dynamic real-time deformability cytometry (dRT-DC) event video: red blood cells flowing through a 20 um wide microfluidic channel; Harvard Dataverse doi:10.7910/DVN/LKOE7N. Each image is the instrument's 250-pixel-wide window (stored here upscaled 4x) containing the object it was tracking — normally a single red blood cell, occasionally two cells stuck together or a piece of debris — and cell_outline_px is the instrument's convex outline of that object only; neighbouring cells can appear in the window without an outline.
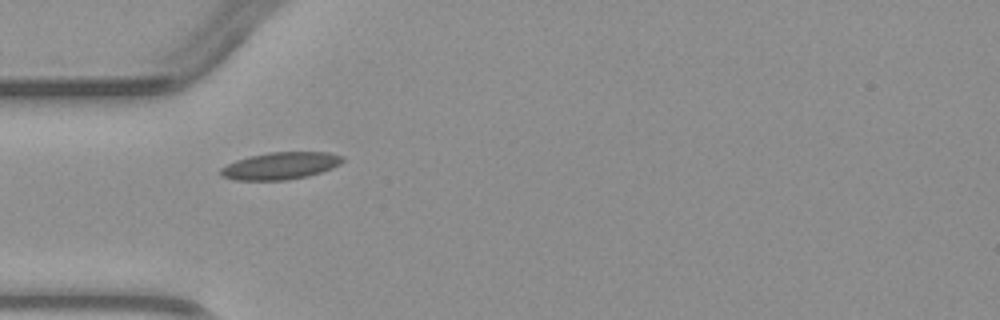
{"species": "common noctule bat (a hibernating species)", "species_latin": "Nyctalus noctula", "temperature_condition": "warm", "stored_images_in_passage": 3, "camera_frame_rate_fps": 3000, "um_per_image_px": 0.085, "animal": {"sex": "male", "body_mass_g": 23.1, "forearm_length_mm": 52.7}, "frame": {"image": 1, "passage_image": 1, "time_ms": 0.0, "image_size_px": [1000, 320], "cell_outline_px": [[344, 160], [340, 164], [332, 168], [308, 176], [284, 180], [236, 180], [220, 176], [220, 168], [236, 160], [248, 156], [268, 152], [328, 152], [344, 156]], "centroid_in_image_um": [23.83, 14.08], "position_along_channel_um": 61.2, "area_um2": 19.36}}
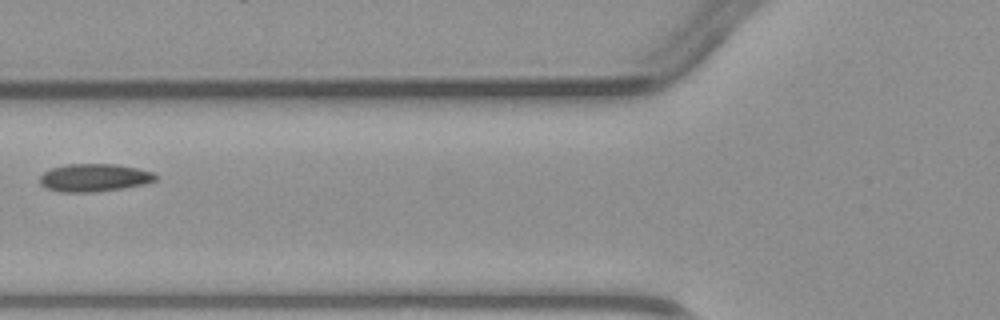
{"frame": {"image": 2, "passage_image": 2, "time_ms": 1.333, "image_size_px": [1000, 320], "cell_outline_px": [[156, 180], [144, 184], [120, 188], [92, 192], [60, 192], [48, 188], [40, 184], [40, 176], [44, 172], [52, 168], [64, 164], [116, 164], [136, 168], [152, 172], [156, 176]], "centroid_in_image_um": [7.98, 15.09], "position_along_channel_um": 117.8, "area_um2": 18.55}}
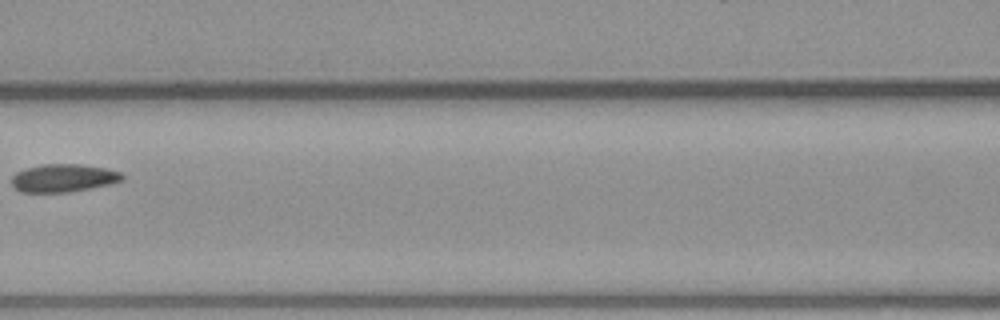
{"frame": {"image": 3, "passage_image": 3, "time_ms": 2.333, "image_size_px": [1000, 320], "cell_outline_px": [[124, 180], [108, 184], [68, 192], [20, 192], [12, 184], [12, 176], [16, 172], [28, 168], [44, 164], [80, 164], [104, 168], [120, 172], [124, 176]], "centroid_in_image_um": [5.38, 15.13], "position_along_channel_um": 161.2, "area_um2": 17.74}}